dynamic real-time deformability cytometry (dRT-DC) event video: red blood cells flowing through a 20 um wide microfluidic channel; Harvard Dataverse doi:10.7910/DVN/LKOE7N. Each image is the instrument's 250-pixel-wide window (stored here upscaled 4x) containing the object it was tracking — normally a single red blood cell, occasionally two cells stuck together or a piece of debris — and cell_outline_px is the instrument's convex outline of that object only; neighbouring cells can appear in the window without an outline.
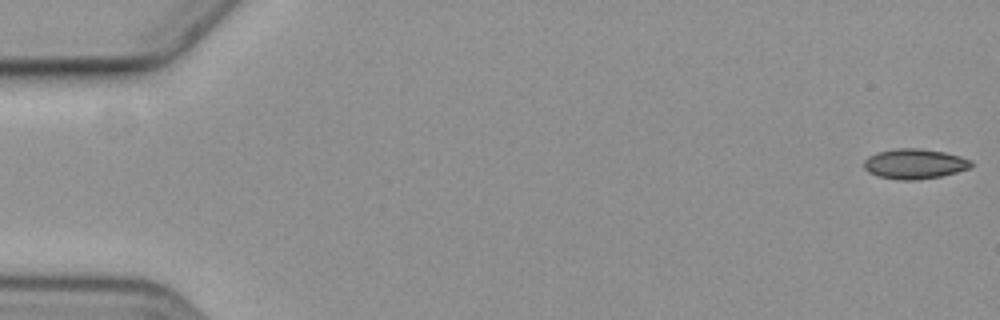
{"species": "common noctule bat (a hibernating species)", "species_latin": "Nyctalus noctula", "temperature_condition": "cold", "stored_images_in_passage": 6, "camera_frame_rate_fps": 3000, "um_per_image_px": 0.085, "animal": {"sex": "female", "body_mass_g": 19.3, "forearm_length_mm": 54.1}, "frame": {"image": 1, "passage_image": 1, "time_ms": 0.0, "image_size_px": [1000, 320], "cell_outline_px": [[972, 168], [940, 176], [916, 180], [900, 180], [880, 176], [868, 172], [864, 168], [864, 160], [868, 156], [876, 152], [896, 148], [920, 148], [944, 152], [960, 156], [972, 160]], "centroid_in_image_um": [77.74, 13.92], "position_along_channel_um": 7.3, "area_um2": 18.84}}
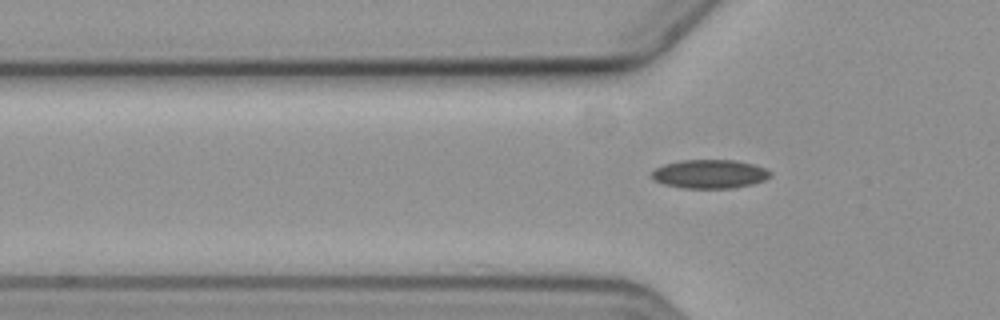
{"frame": {"image": 2, "passage_image": 6, "time_ms": 6.0, "image_size_px": [1000, 320], "cell_outline_px": [[772, 176], [764, 180], [752, 184], [732, 188], [684, 188], [664, 184], [652, 180], [648, 176], [656, 168], [664, 164], [680, 160], [736, 160], [752, 164], [764, 168], [772, 172]], "centroid_in_image_um": [60.29, 14.79], "position_along_channel_um": 65.5, "area_um2": 20.0}}